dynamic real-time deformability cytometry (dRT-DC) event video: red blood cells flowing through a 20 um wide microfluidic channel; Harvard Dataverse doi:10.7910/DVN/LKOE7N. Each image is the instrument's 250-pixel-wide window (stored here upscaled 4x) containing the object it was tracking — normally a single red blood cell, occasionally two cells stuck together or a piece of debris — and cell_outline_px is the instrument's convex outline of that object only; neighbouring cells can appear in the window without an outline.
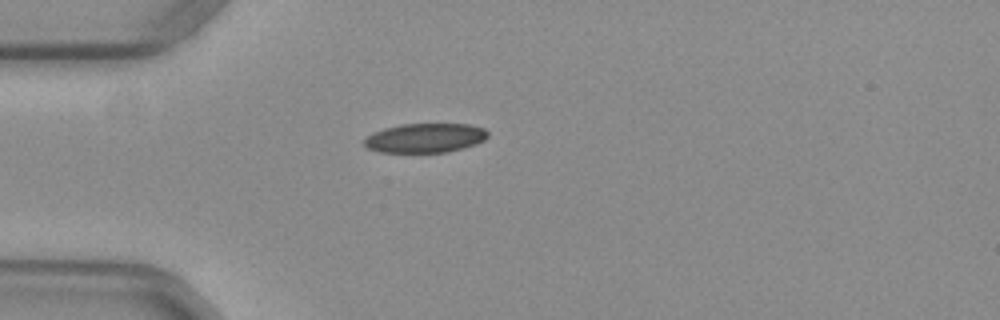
{"species": "common noctule bat (a hibernating species)", "species_latin": "Nyctalus noctula", "temperature_condition": "warm", "stored_images_in_passage": 34, "camera_frame_rate_fps": 3000, "um_per_image_px": 0.085, "animal": {"sex": "female", "body_mass_g": 29.2, "forearm_length_mm": 56.3}, "frame": {"image": 1, "passage_image": 1, "time_ms": 0.0, "image_size_px": [1000, 320], "cell_outline_px": [[488, 136], [484, 140], [476, 144], [464, 148], [448, 152], [380, 152], [368, 148], [364, 144], [364, 140], [368, 136], [384, 128], [400, 124], [468, 124], [484, 128], [488, 132]], "centroid_in_image_um": [36.17, 11.73], "position_along_channel_um": 48.8, "area_um2": 21.04}}
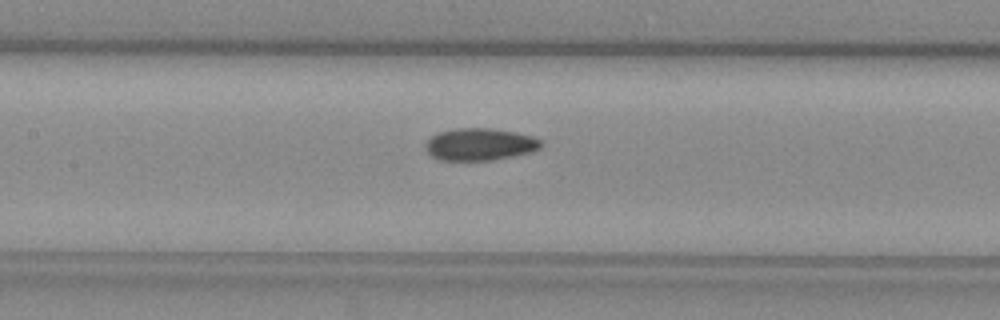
{"frame": {"image": 2, "passage_image": 11, "time_ms": 3.333, "image_size_px": [1000, 320], "cell_outline_px": [[544, 144], [540, 148], [532, 152], [492, 160], [440, 160], [432, 156], [428, 152], [428, 140], [432, 136], [440, 132], [456, 128], [492, 128], [516, 132], [532, 136], [540, 140]], "centroid_in_image_um": [40.85, 12.26], "position_along_channel_um": 166.6, "area_um2": 21.5}}
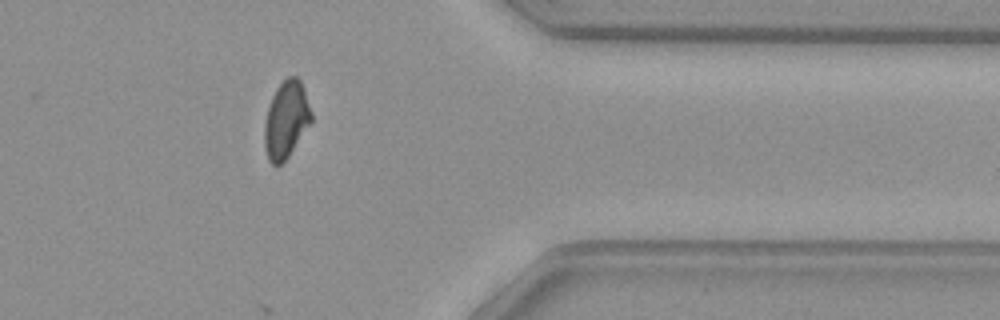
{"frame": {"image": 3, "passage_image": 29, "time_ms": 9.333, "image_size_px": [1000, 320], "cell_outline_px": [[312, 120], [288, 156], [276, 168], [268, 160], [264, 144], [264, 124], [268, 108], [272, 96], [276, 88], [288, 76], [296, 76], [300, 80], [304, 88], [312, 112]], "centroid_in_image_um": [24.31, 10.17], "position_along_channel_um": 387.1, "area_um2": 20.92}, "authors_computed_cell_mechanics": {"area_um2": 21.5016, "velocity_mm_per_s": 3.9593, "shape_relaxation_time_tau1_ms": null, "shape_relaxation_time_tau2_ms": 1.9577, "deformation_change_tau1": null, "deformation_change_tau2": 0.0735}}